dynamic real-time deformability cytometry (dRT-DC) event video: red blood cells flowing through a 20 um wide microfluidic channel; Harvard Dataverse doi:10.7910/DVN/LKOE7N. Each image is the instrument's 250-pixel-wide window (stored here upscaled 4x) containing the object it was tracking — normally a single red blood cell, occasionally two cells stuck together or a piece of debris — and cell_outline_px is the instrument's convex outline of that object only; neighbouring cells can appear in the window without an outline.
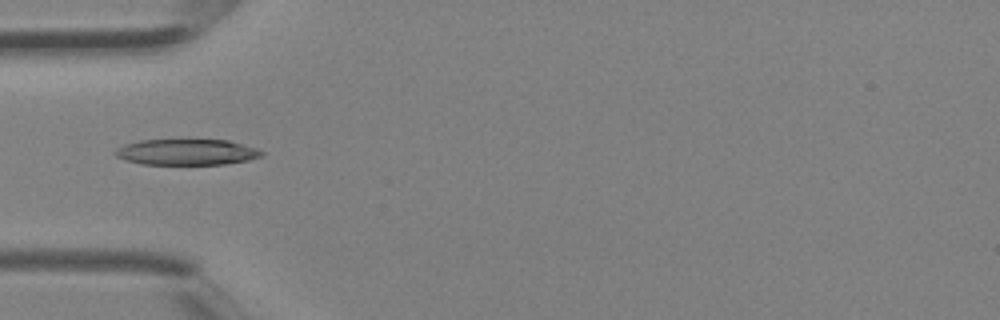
{"species": "Egyptian fruit bat (a non-hibernating species)", "species_latin": "Rousettus aegyptiacus", "temperature_condition": "room temperature", "stored_images_in_passage": 1, "camera_frame_rate_fps": 3000, "um_per_image_px": 0.085, "animal": {"sex": "female"}, "frame": {"image": 1, "passage_image": 1, "time_ms": 0.0, "image_size_px": [1000, 320], "cell_outline_px": [[264, 156], [248, 160], [224, 164], [144, 164], [124, 160], [116, 156], [112, 152], [116, 148], [124, 144], [140, 140], [228, 140], [256, 148], [264, 152]], "centroid_in_image_um": [15.85, 12.92], "position_along_channel_um": 69.2, "area_um2": 22.14}}